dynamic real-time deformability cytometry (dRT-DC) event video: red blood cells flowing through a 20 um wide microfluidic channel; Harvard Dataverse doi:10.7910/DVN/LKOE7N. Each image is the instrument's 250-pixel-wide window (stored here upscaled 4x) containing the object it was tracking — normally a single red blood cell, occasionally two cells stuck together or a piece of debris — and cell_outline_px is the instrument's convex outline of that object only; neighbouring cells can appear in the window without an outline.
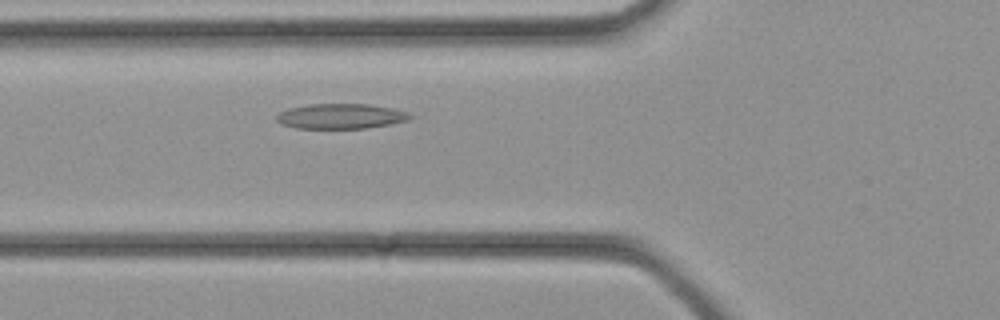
{"species": "common noctule bat (a hibernating species)", "species_latin": "Nyctalus noctula", "temperature_condition": "cold", "stored_images_in_passage": 24, "camera_frame_rate_fps": 3000, "um_per_image_px": 0.085, "animal": {"sex": "female", "body_mass_g": 21.9}, "frame": {"image": 1, "passage_image": 4, "time_ms": 1.0, "image_size_px": [1000, 320], "cell_outline_px": [[412, 116], [408, 120], [392, 124], [368, 128], [296, 128], [284, 124], [276, 120], [276, 116], [280, 112], [292, 108], [312, 104], [368, 104], [392, 108], [408, 112]], "centroid_in_image_um": [29.02, 9.88], "position_along_channel_um": 96.8, "area_um2": 19.31}}
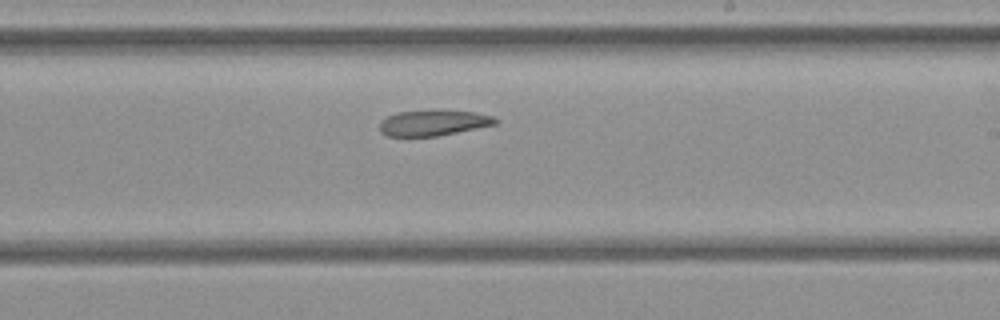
{"frame": {"image": 2, "passage_image": 12, "time_ms": 3.667, "image_size_px": [1000, 320], "cell_outline_px": [[500, 120], [496, 124], [436, 136], [388, 136], [380, 132], [380, 120], [396, 112], [440, 108], [472, 112], [492, 116]], "centroid_in_image_um": [36.81, 10.4], "position_along_channel_um": 252.2, "area_um2": 17.69}}
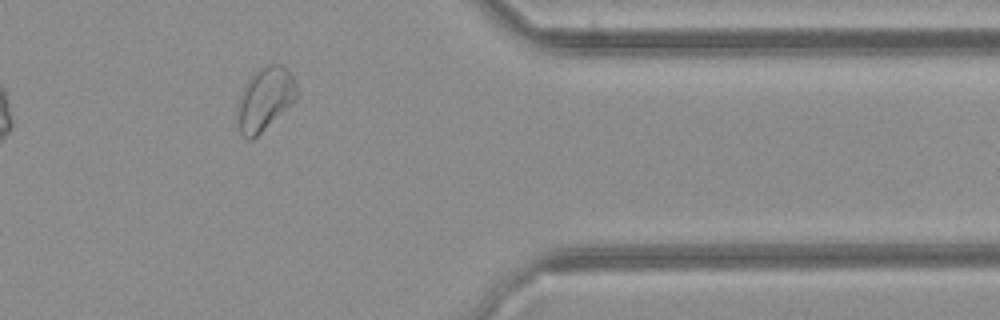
{"frame": {"image": 3, "passage_image": 20, "time_ms": 6.333, "image_size_px": [1000, 320], "cell_outline_px": [[300, 96], [292, 104], [252, 140], [248, 140], [240, 132], [236, 116], [236, 108], [244, 84], [256, 68], [264, 64], [284, 64], [292, 72]], "centroid_in_image_um": [22.54, 8.36], "position_along_channel_um": 388.9, "area_um2": 22.54}}